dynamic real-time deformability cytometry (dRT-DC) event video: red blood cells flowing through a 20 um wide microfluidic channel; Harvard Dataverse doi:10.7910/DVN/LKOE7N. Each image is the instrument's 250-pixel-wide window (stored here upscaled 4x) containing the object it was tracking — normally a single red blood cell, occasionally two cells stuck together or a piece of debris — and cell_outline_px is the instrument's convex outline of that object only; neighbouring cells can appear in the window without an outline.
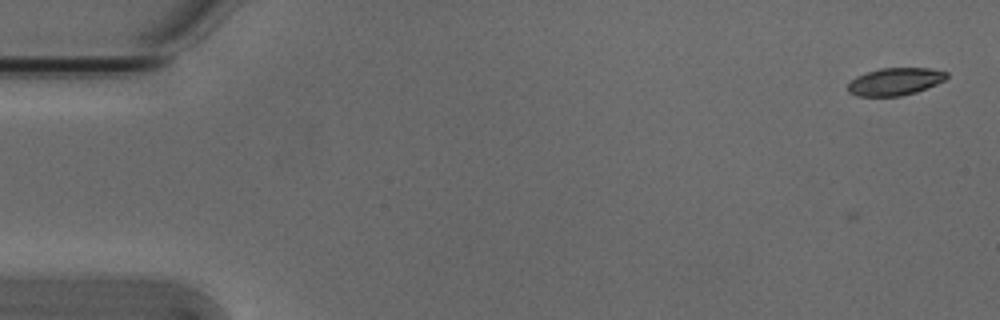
{"species": "Egyptian fruit bat (a non-hibernating species)", "species_latin": "Rousettus aegyptiacus", "temperature_condition": "cold", "stored_images_in_passage": 2, "camera_frame_rate_fps": 3000, "um_per_image_px": 0.085, "animal": {"sex": "male"}, "frame": {"image": 1, "passage_image": 2, "time_ms": 0.333, "image_size_px": [1000, 320], "cell_outline_px": [[948, 76], [944, 80], [936, 84], [916, 92], [900, 96], [856, 96], [848, 92], [848, 84], [856, 76], [880, 68], [928, 68], [948, 72]], "centroid_in_image_um": [76.07, 6.93], "position_along_channel_um": 8.9, "area_um2": 15.72}}